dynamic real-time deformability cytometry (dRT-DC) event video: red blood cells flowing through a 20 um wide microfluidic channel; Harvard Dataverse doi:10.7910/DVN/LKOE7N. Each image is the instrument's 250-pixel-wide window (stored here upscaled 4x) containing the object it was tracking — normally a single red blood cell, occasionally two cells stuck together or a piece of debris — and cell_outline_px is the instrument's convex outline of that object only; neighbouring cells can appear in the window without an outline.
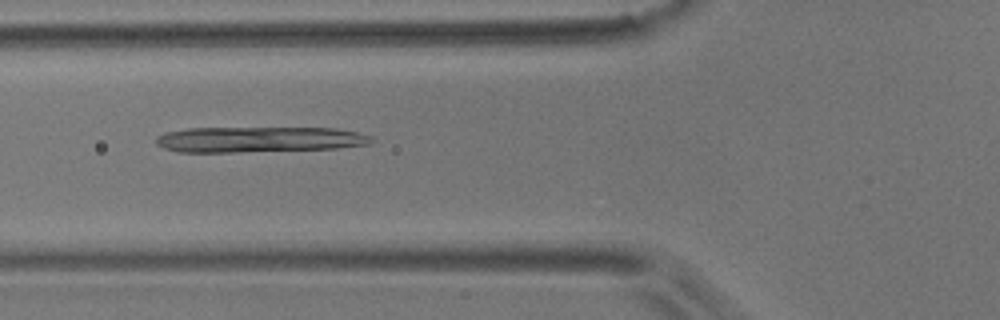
{"species": "common noctule bat (a hibernating species)", "species_latin": "Nyctalus noctula", "temperature_condition": "room temperature", "stored_images_in_passage": 6, "camera_frame_rate_fps": 3000, "um_per_image_px": 0.085, "animal": {"sex": "male", "body_mass_g": 17.9}, "frame": {"image": 1, "passage_image": 5, "time_ms": 6.333, "image_size_px": [1000, 320], "cell_outline_px": [[372, 144], [336, 148], [236, 152], [176, 152], [164, 148], [156, 144], [156, 136], [164, 132], [188, 128], [336, 128], [356, 132], [372, 136]], "centroid_in_image_um": [21.98, 11.85], "position_along_channel_um": 103.8, "area_um2": 32.25}}
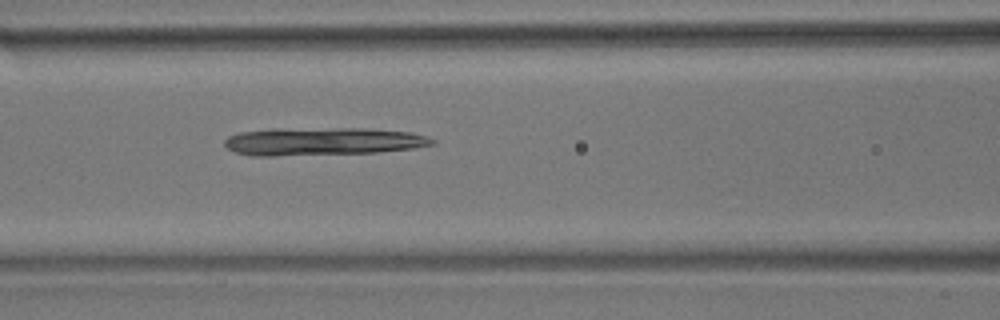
{"frame": {"image": 2, "passage_image": 6, "time_ms": 7.333, "image_size_px": [1000, 320], "cell_outline_px": [[436, 144], [416, 148], [376, 152], [272, 156], [252, 156], [236, 152], [228, 148], [224, 144], [224, 140], [228, 136], [240, 132], [272, 128], [364, 128], [412, 132], [428, 136], [436, 140]], "centroid_in_image_um": [27.45, 12.01], "position_along_channel_um": 139.2, "area_um2": 34.1}}